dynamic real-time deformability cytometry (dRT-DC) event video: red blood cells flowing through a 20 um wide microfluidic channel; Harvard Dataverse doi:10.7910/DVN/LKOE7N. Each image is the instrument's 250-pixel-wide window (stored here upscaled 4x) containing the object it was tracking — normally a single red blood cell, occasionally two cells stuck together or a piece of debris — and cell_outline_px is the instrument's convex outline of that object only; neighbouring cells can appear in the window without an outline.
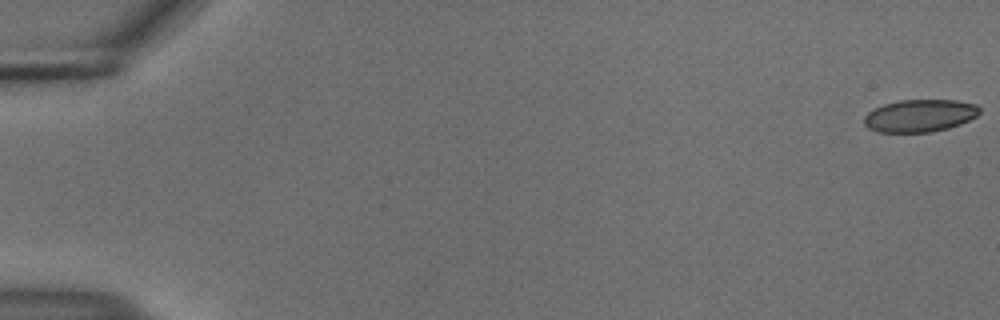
{"species": "common noctule bat (a hibernating species)", "species_latin": "Nyctalus noctula", "temperature_condition": "cold", "stored_images_in_passage": 55, "camera_frame_rate_fps": 3000, "um_per_image_px": 0.085, "animal": {"sex": "male", "body_mass_g": 18.8}, "frame": {"image": 1, "passage_image": 1, "time_ms": 0.0, "image_size_px": [1000, 320], "cell_outline_px": [[980, 112], [976, 116], [960, 124], [948, 128], [932, 132], [880, 132], [868, 128], [864, 124], [864, 116], [868, 112], [884, 104], [900, 100], [956, 100], [976, 104], [980, 108]], "centroid_in_image_um": [78.19, 9.83], "position_along_channel_um": 6.8, "area_um2": 21.79}}
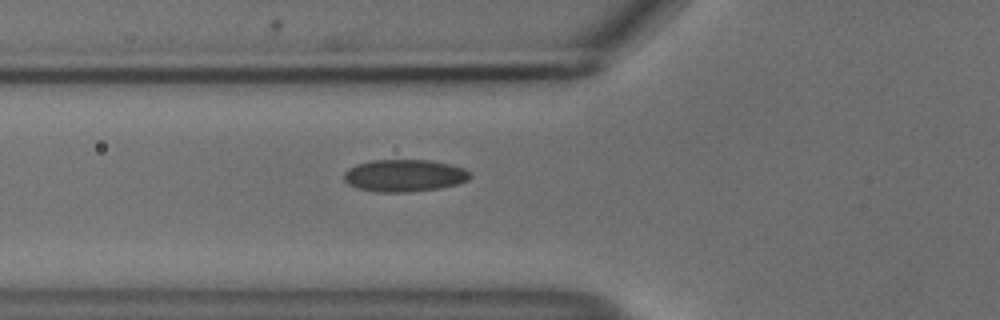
{"frame": {"image": 2, "passage_image": 21, "time_ms": 6.667, "image_size_px": [1000, 320], "cell_outline_px": [[472, 176], [468, 180], [456, 184], [440, 188], [408, 192], [376, 192], [356, 188], [348, 184], [344, 180], [344, 172], [348, 168], [356, 164], [372, 160], [432, 160], [452, 164], [464, 168], [472, 172]], "centroid_in_image_um": [34.38, 14.92], "position_along_channel_um": 91.4, "area_um2": 23.99}}
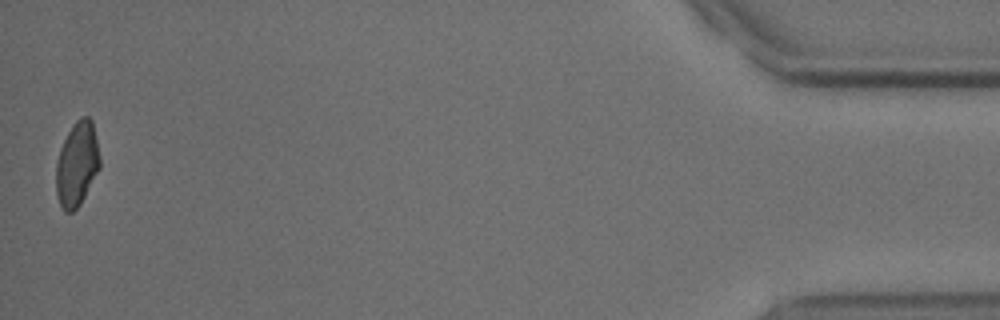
{"frame": {"image": 3, "passage_image": 55, "time_ms": 18.0, "image_size_px": [1000, 320], "cell_outline_px": [[100, 168], [80, 204], [72, 212], [64, 212], [60, 204], [56, 192], [56, 164], [60, 148], [72, 124], [80, 116], [88, 116], [92, 120], [100, 156]], "centroid_in_image_um": [6.55, 13.93], "position_along_channel_um": 428.7, "area_um2": 21.56}, "authors_computed_cell_mechanics": {"area_um2": 22.8888, "velocity_mm_per_s": 3.7121, "shape_relaxation_time_tau1_ms": 4.5394, "shape_relaxation_time_tau2_ms": 3.1913, "deformation_change_tau1": 0.1112, "deformation_change_tau2": 0.0833}}